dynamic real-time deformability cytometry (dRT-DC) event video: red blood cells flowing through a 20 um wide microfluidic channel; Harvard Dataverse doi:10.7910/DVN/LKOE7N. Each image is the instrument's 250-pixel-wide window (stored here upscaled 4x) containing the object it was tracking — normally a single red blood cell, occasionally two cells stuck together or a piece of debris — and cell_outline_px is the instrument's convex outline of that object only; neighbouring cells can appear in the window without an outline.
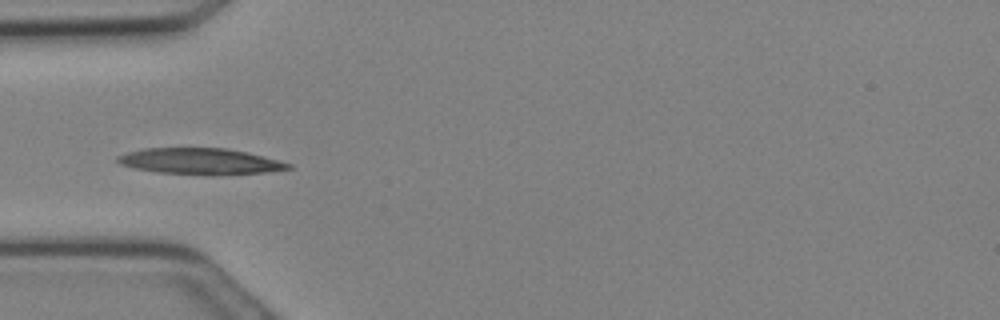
{"species": "Egyptian fruit bat (a non-hibernating species)", "species_latin": "Rousettus aegyptiacus", "temperature_condition": "cold", "stored_images_in_passage": 8, "camera_frame_rate_fps": 3000, "um_per_image_px": 0.085, "animal": {"sex": "female"}, "frame": {"image": 1, "passage_image": 1, "time_ms": 0.0, "image_size_px": [1000, 320], "cell_outline_px": [[292, 168], [268, 172], [212, 176], [156, 172], [132, 168], [120, 164], [116, 160], [116, 156], [128, 152], [144, 148], [228, 148], [248, 152], [292, 164]], "centroid_in_image_um": [17.01, 13.72], "position_along_channel_um": 68.0, "area_um2": 26.41}}
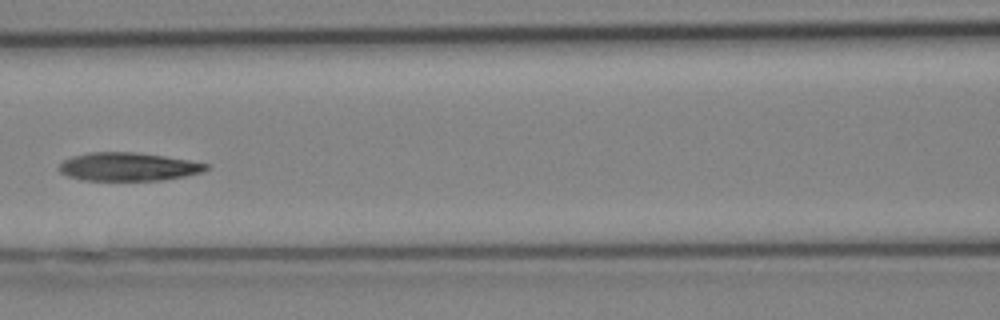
{"frame": {"image": 2, "passage_image": 5, "time_ms": 1.333, "image_size_px": [1000, 320], "cell_outline_px": [[208, 168], [200, 172], [184, 176], [160, 180], [84, 180], [68, 176], [60, 172], [56, 168], [64, 160], [72, 156], [88, 152], [136, 152], [164, 156], [188, 160], [208, 164]], "centroid_in_image_um": [10.84, 14.16], "position_along_channel_um": 155.8, "area_um2": 24.1}}
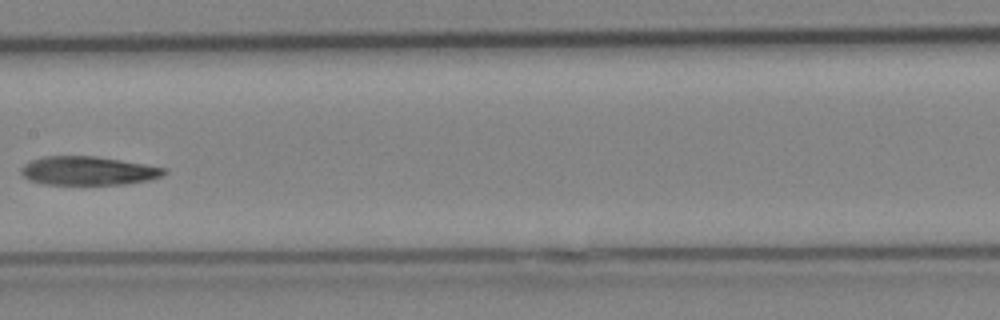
{"frame": {"image": 3, "passage_image": 7, "time_ms": 2.0, "image_size_px": [1000, 320], "cell_outline_px": [[168, 172], [160, 176], [148, 180], [124, 184], [44, 184], [28, 180], [20, 172], [24, 164], [32, 160], [44, 156], [96, 156], [168, 168]], "centroid_in_image_um": [7.49, 14.51], "position_along_channel_um": 199.9, "area_um2": 23.81}}